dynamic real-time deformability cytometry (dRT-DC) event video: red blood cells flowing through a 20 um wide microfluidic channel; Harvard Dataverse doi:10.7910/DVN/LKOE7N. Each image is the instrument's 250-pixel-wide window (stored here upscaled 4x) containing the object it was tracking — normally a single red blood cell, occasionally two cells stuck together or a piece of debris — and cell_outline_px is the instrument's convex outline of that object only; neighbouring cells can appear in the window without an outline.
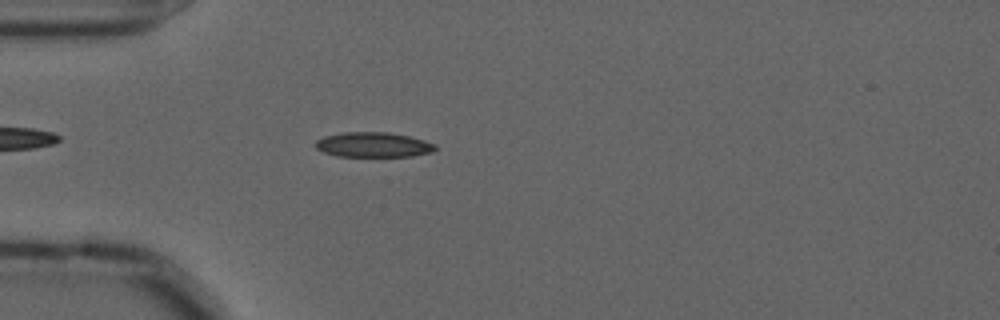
{"species": "common noctule bat (a hibernating species)", "species_latin": "Nyctalus noctula", "temperature_condition": "cold", "stored_images_in_passage": 48, "camera_frame_rate_fps": 3000, "um_per_image_px": 0.085, "animal": {"sex": "male", "forearm_length_mm": 52.5}, "frame": {"image": 1, "passage_image": 8, "time_ms": 2.333, "image_size_px": [1000, 320], "cell_outline_px": [[436, 148], [432, 152], [412, 156], [340, 156], [324, 152], [316, 148], [316, 140], [324, 136], [344, 132], [388, 132], [408, 136], [424, 140], [436, 144]], "centroid_in_image_um": [31.74, 12.3], "position_along_channel_um": 53.3, "area_um2": 17.28}}
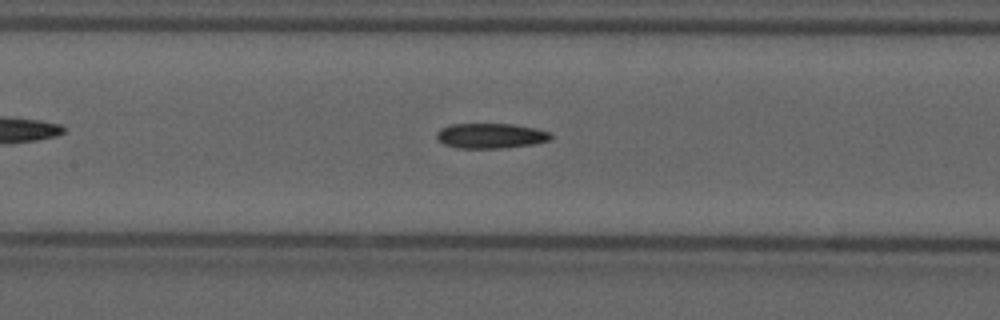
{"frame": {"image": 2, "passage_image": 18, "time_ms": 5.667, "image_size_px": [1000, 320], "cell_outline_px": [[552, 140], [532, 144], [500, 148], [460, 148], [444, 144], [436, 136], [436, 132], [440, 128], [452, 124], [512, 124], [536, 128], [552, 132]], "centroid_in_image_um": [41.74, 11.53], "position_along_channel_um": 165.7, "area_um2": 16.7}}
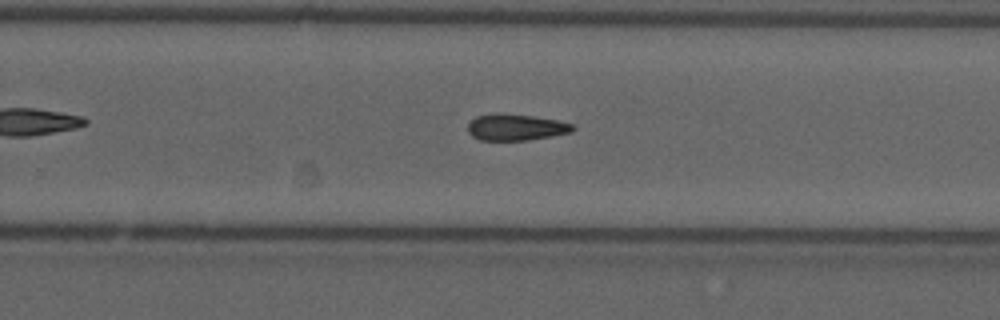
{"frame": {"image": 3, "passage_image": 28, "time_ms": 9.0, "image_size_px": [1000, 320], "cell_outline_px": [[576, 128], [572, 132], [552, 136], [528, 140], [480, 140], [472, 136], [468, 132], [468, 124], [476, 116], [496, 112], [500, 112], [532, 116], [556, 120], [572, 124]], "centroid_in_image_um": [43.83, 10.81], "position_along_channel_um": 286.0, "area_um2": 16.24}}